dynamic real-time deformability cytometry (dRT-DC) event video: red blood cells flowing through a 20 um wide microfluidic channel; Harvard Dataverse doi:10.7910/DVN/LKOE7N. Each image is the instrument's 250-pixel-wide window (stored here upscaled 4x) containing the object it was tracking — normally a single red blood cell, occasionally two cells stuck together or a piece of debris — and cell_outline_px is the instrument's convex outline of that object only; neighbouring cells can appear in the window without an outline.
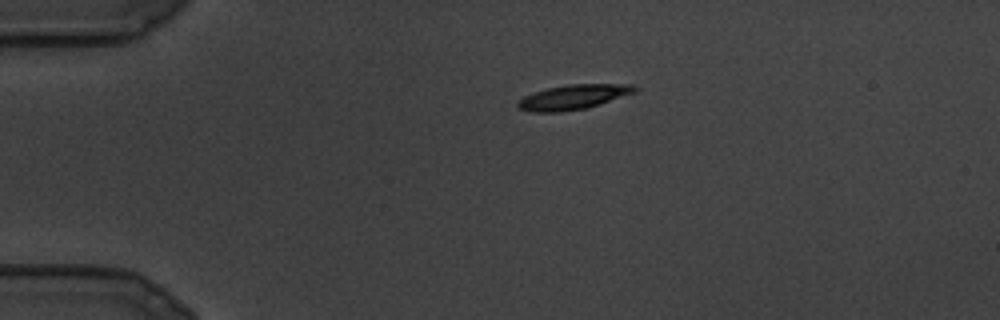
{"species": "common noctule bat (a hibernating species)", "species_latin": "Nyctalus noctula", "temperature_condition": "cold", "stored_images_in_passage": 7, "camera_frame_rate_fps": 3000, "um_per_image_px": 0.085, "animal": {"sex": "male", "body_mass_g": 19.5, "forearm_length_mm": 54.6}, "frame": {"image": 1, "passage_image": 1, "time_ms": 0.0, "image_size_px": [1000, 320], "cell_outline_px": [[636, 92], [588, 108], [560, 112], [532, 112], [520, 108], [516, 104], [524, 96], [548, 88], [568, 84], [632, 84], [636, 88]], "centroid_in_image_um": [48.75, 8.25], "position_along_channel_um": 36.2, "area_um2": 16.7}}